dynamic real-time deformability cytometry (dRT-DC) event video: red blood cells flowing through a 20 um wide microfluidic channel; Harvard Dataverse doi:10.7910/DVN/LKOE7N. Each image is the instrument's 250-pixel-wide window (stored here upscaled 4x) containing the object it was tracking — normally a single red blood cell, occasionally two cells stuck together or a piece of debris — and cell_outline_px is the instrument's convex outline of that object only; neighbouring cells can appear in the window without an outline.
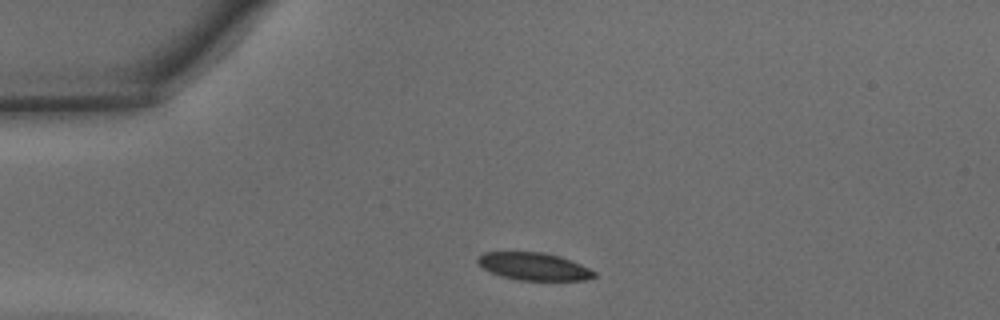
{"species": "common noctule bat (a hibernating species)", "species_latin": "Nyctalus noctula", "temperature_condition": "warm", "stored_images_in_passage": 29, "camera_frame_rate_fps": 3000, "um_per_image_px": 0.085, "animal": {"sex": "male", "body_mass_g": 15.6}, "frame": {"image": 1, "passage_image": 1, "time_ms": 0.0, "image_size_px": [1000, 320], "cell_outline_px": [[596, 276], [584, 280], [520, 280], [504, 276], [492, 272], [484, 268], [476, 260], [476, 256], [484, 252], [544, 252], [560, 256], [580, 264], [596, 272]], "centroid_in_image_um": [45.38, 22.63], "position_along_channel_um": 39.6, "area_um2": 18.5}}
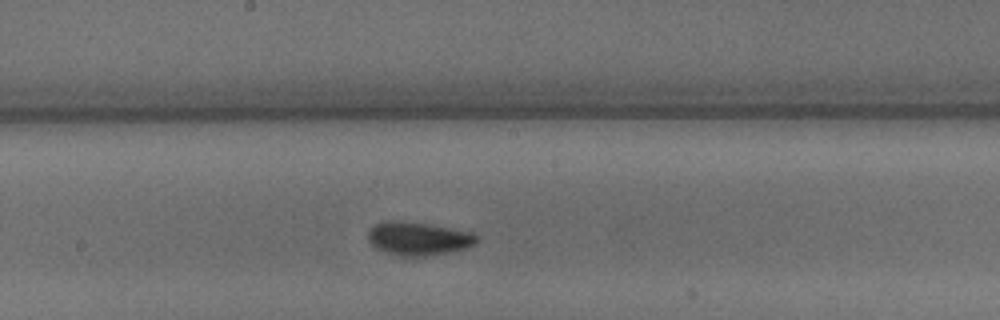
{"frame": {"image": 2, "passage_image": 15, "time_ms": 4.667, "image_size_px": [1000, 320], "cell_outline_px": [[476, 240], [468, 248], [448, 252], [424, 256], [400, 256], [384, 252], [376, 248], [368, 240], [368, 228], [380, 220], [404, 220], [428, 224], [472, 232], [476, 236]], "centroid_in_image_um": [35.47, 20.25], "position_along_channel_um": 212.7, "area_um2": 21.27}}
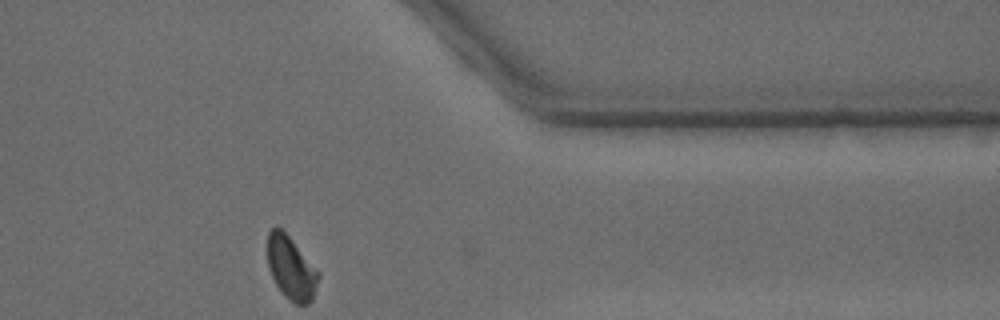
{"frame": {"image": 3, "passage_image": 28, "time_ms": 9.0, "image_size_px": [1000, 320], "cell_outline_px": [[320, 276], [312, 300], [308, 304], [296, 304], [288, 300], [280, 292], [268, 268], [268, 232], [276, 224], [292, 240], [320, 272]], "centroid_in_image_um": [24.75, 22.8], "position_along_channel_um": 386.7, "area_um2": 18.79}, "authors_computed_cell_mechanics": {"area_um2": 19.7676, "velocity_mm_per_s": 4.348, "shape_relaxation_time_tau1_ms": 2.6685, "shape_relaxation_time_tau2_ms": 1.6397, "deformation_change_tau1": 0.0983, "deformation_change_tau2": 0.0644}}